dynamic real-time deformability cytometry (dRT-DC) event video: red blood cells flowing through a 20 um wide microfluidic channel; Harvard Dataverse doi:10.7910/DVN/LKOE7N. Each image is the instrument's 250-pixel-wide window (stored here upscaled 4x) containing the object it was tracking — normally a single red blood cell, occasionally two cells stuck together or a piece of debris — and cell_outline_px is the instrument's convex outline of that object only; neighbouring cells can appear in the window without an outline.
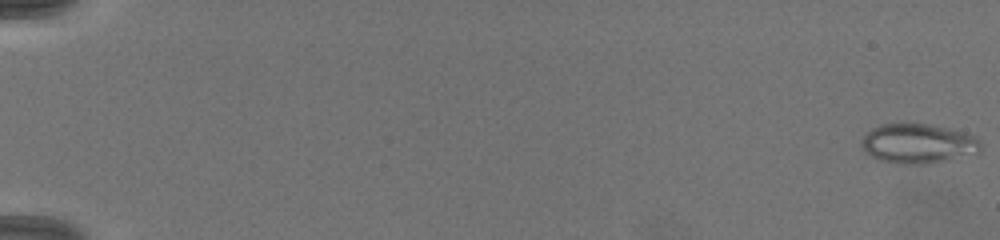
{"species": "common noctule bat (a hibernating species)", "species_latin": "Nyctalus noctula", "temperature_condition": "warm", "stored_images_in_passage": 2, "camera_frame_rate_fps": 3000, "um_per_image_px": 0.085, "animal": {"sex": "female", "body_mass_g": 19.5, "forearm_length_mm": 54.1}, "frame": {"image": 1, "passage_image": 1, "time_ms": 0.0, "image_size_px": [1000, 240], "cell_outline_px": [[980, 148], [976, 152], [928, 164], [896, 164], [880, 160], [872, 156], [860, 148], [860, 140], [872, 128], [884, 124], [928, 124], [952, 128], [968, 132], [976, 136], [980, 140]], "centroid_in_image_um": [78.01, 12.19], "position_along_channel_um": 7.0, "area_um2": 27.51}}